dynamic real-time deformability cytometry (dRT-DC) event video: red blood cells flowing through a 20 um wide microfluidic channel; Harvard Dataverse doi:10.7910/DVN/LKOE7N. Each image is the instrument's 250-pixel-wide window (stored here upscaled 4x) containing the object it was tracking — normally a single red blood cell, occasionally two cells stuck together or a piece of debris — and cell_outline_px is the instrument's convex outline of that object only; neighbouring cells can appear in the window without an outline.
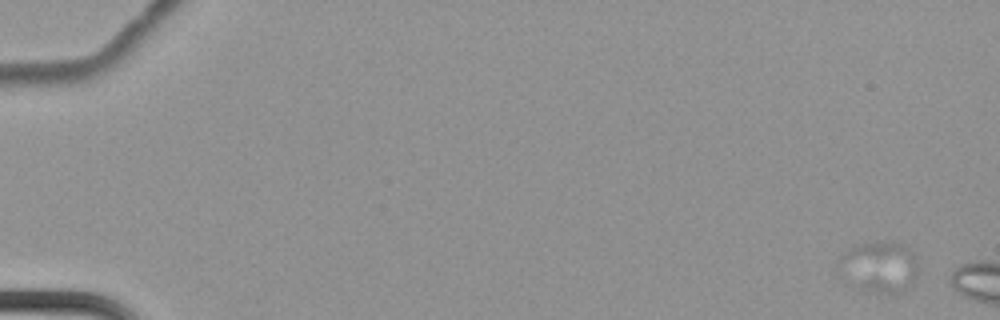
{"species": "common noctule bat (a hibernating species)", "species_latin": "Nyctalus noctula", "temperature_condition": "cold", "stored_images_in_passage": 4, "camera_frame_rate_fps": 3000, "um_per_image_px": 0.085, "animal": {"sex": "female", "body_mass_g": 22.7, "forearm_length_mm": 54.2}, "frame": {"image": 1, "passage_image": 1, "time_ms": 0.0, "image_size_px": [1000, 320], "cell_outline_px": [[916, 280], [912, 284], [900, 292], [892, 296], [860, 292], [836, 264], [856, 244], [904, 244], [912, 252], [916, 260]], "centroid_in_image_um": [74.78, 22.79], "position_along_channel_um": 10.2, "area_um2": 23.24}}